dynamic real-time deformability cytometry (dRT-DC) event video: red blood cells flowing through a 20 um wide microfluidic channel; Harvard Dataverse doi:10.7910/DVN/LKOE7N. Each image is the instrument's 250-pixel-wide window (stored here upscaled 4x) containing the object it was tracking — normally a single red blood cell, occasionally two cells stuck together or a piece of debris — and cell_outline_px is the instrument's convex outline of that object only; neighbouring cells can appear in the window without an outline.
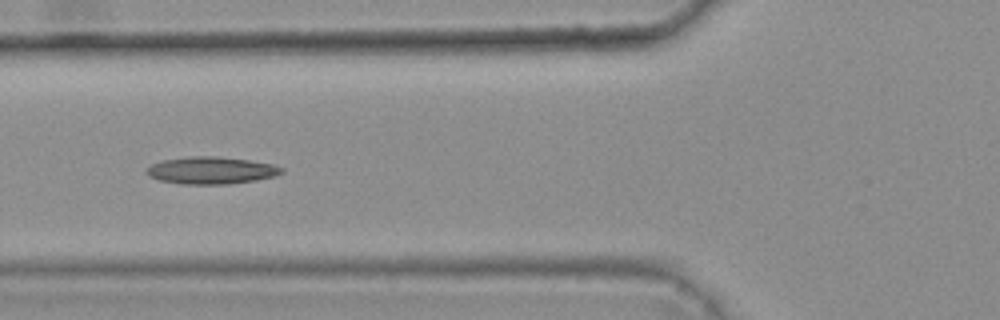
{"species": "common noctule bat (a hibernating species)", "species_latin": "Nyctalus noctula", "temperature_condition": "warm", "stored_images_in_passage": 8, "camera_frame_rate_fps": 3000, "um_per_image_px": 0.085, "animal": {"sex": "female", "body_mass_g": 25.1}, "frame": {"image": 1, "passage_image": 6, "time_ms": 1.667, "image_size_px": [1000, 320], "cell_outline_px": [[284, 172], [272, 176], [256, 180], [228, 184], [180, 184], [160, 180], [148, 176], [144, 172], [152, 164], [164, 160], [192, 156], [216, 156], [248, 160], [272, 164], [284, 168]], "centroid_in_image_um": [17.94, 14.49], "position_along_channel_um": 107.9, "area_um2": 21.27}}
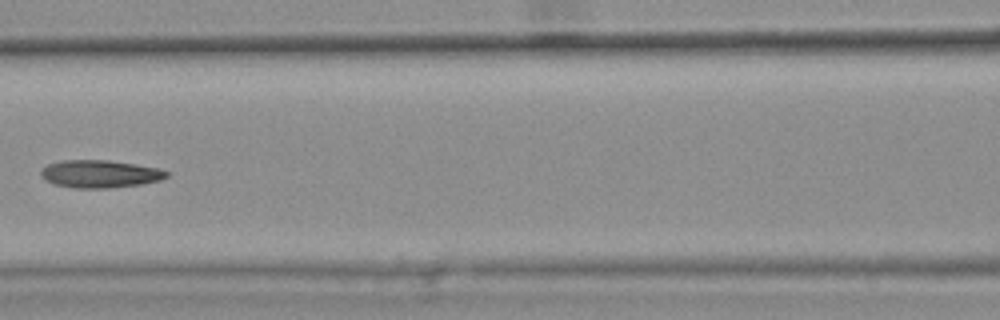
{"frame": {"image": 2, "passage_image": 7, "time_ms": 2.0, "image_size_px": [1000, 320], "cell_outline_px": [[168, 176], [160, 180], [140, 184], [108, 188], [72, 188], [56, 184], [48, 180], [40, 172], [48, 164], [60, 160], [108, 160], [136, 164], [160, 168], [168, 172]], "centroid_in_image_um": [8.54, 14.77], "position_along_channel_um": 158.1, "area_um2": 20.06}}